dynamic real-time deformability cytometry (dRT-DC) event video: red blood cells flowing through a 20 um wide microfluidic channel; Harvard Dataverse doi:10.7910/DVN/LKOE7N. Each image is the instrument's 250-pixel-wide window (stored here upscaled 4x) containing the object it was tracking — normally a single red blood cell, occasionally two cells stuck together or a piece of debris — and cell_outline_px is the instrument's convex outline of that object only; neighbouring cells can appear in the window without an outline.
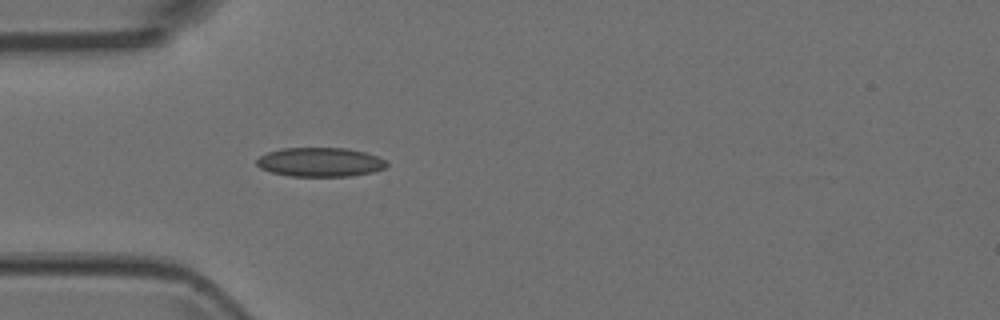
{"species": "Egyptian fruit bat (a non-hibernating species)", "species_latin": "Rousettus aegyptiacus", "temperature_condition": "room temperature", "stored_images_in_passage": 3, "camera_frame_rate_fps": 3000, "um_per_image_px": 0.085, "animal": {"sex": "female"}, "frame": {"image": 1, "passage_image": 3, "time_ms": 0.667, "image_size_px": [1000, 320], "cell_outline_px": [[388, 164], [384, 168], [372, 172], [348, 176], [288, 176], [272, 172], [260, 168], [256, 164], [256, 160], [260, 156], [268, 152], [280, 148], [348, 148], [364, 152], [376, 156], [384, 160]], "centroid_in_image_um": [27.18, 13.78], "position_along_channel_um": 57.8, "area_um2": 21.96}}